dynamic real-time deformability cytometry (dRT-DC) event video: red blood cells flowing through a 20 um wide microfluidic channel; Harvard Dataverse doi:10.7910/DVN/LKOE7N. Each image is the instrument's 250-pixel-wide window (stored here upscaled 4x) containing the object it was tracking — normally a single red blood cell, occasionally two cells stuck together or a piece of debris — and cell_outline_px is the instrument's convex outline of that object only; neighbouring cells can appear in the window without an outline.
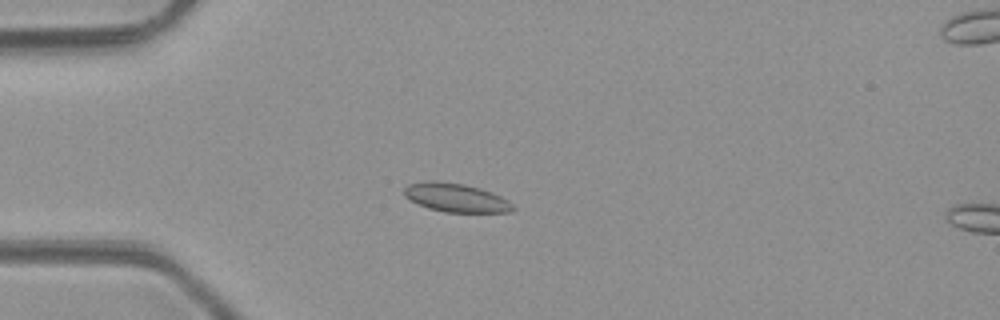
{"species": "common noctule bat (a hibernating species)", "species_latin": "Nyctalus noctula", "temperature_condition": "room temperature", "stored_images_in_passage": 4, "camera_frame_rate_fps": 3000, "um_per_image_px": 0.085, "animal": {"sex": "male", "body_mass_g": 23.1, "forearm_length_mm": 52.7}, "frame": {"image": 1, "passage_image": 3, "time_ms": 2.333, "image_size_px": [1000, 320], "cell_outline_px": [[516, 208], [512, 212], [444, 212], [428, 208], [408, 200], [404, 196], [404, 188], [408, 184], [432, 180], [464, 184], [480, 188], [492, 192], [508, 200]], "centroid_in_image_um": [38.74, 16.8], "position_along_channel_um": 46.3, "area_um2": 18.26}}